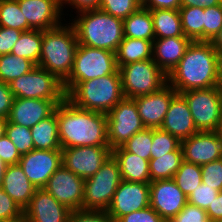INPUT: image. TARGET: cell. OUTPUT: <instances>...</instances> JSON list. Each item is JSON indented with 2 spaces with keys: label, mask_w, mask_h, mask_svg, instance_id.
<instances>
[{
  "label": "cell",
  "mask_w": 222,
  "mask_h": 222,
  "mask_svg": "<svg viewBox=\"0 0 222 222\" xmlns=\"http://www.w3.org/2000/svg\"><path fill=\"white\" fill-rule=\"evenodd\" d=\"M219 191L214 188L201 183L193 192L187 197L188 203L195 205L202 209H207L210 204L217 197Z\"/></svg>",
  "instance_id": "obj_42"
},
{
  "label": "cell",
  "mask_w": 222,
  "mask_h": 222,
  "mask_svg": "<svg viewBox=\"0 0 222 222\" xmlns=\"http://www.w3.org/2000/svg\"><path fill=\"white\" fill-rule=\"evenodd\" d=\"M118 162L121 179L128 182L150 183L149 161L137 154L127 152L121 146L112 150Z\"/></svg>",
  "instance_id": "obj_25"
},
{
  "label": "cell",
  "mask_w": 222,
  "mask_h": 222,
  "mask_svg": "<svg viewBox=\"0 0 222 222\" xmlns=\"http://www.w3.org/2000/svg\"><path fill=\"white\" fill-rule=\"evenodd\" d=\"M14 98L9 84L0 81V118H8Z\"/></svg>",
  "instance_id": "obj_49"
},
{
  "label": "cell",
  "mask_w": 222,
  "mask_h": 222,
  "mask_svg": "<svg viewBox=\"0 0 222 222\" xmlns=\"http://www.w3.org/2000/svg\"><path fill=\"white\" fill-rule=\"evenodd\" d=\"M216 51L222 50V30H220L216 36L210 41Z\"/></svg>",
  "instance_id": "obj_54"
},
{
  "label": "cell",
  "mask_w": 222,
  "mask_h": 222,
  "mask_svg": "<svg viewBox=\"0 0 222 222\" xmlns=\"http://www.w3.org/2000/svg\"><path fill=\"white\" fill-rule=\"evenodd\" d=\"M117 70L116 53L79 44L72 71L63 82L66 96L80 82L114 74Z\"/></svg>",
  "instance_id": "obj_6"
},
{
  "label": "cell",
  "mask_w": 222,
  "mask_h": 222,
  "mask_svg": "<svg viewBox=\"0 0 222 222\" xmlns=\"http://www.w3.org/2000/svg\"><path fill=\"white\" fill-rule=\"evenodd\" d=\"M141 5L146 1V0H137Z\"/></svg>",
  "instance_id": "obj_60"
},
{
  "label": "cell",
  "mask_w": 222,
  "mask_h": 222,
  "mask_svg": "<svg viewBox=\"0 0 222 222\" xmlns=\"http://www.w3.org/2000/svg\"><path fill=\"white\" fill-rule=\"evenodd\" d=\"M177 94L167 82L158 91L133 98L146 128H160L172 98Z\"/></svg>",
  "instance_id": "obj_19"
},
{
  "label": "cell",
  "mask_w": 222,
  "mask_h": 222,
  "mask_svg": "<svg viewBox=\"0 0 222 222\" xmlns=\"http://www.w3.org/2000/svg\"><path fill=\"white\" fill-rule=\"evenodd\" d=\"M173 180L182 192L188 197L196 187L202 183L200 165L183 161Z\"/></svg>",
  "instance_id": "obj_35"
},
{
  "label": "cell",
  "mask_w": 222,
  "mask_h": 222,
  "mask_svg": "<svg viewBox=\"0 0 222 222\" xmlns=\"http://www.w3.org/2000/svg\"><path fill=\"white\" fill-rule=\"evenodd\" d=\"M160 128L180 141L199 132L194 124L188 103L181 94L177 93L172 98Z\"/></svg>",
  "instance_id": "obj_22"
},
{
  "label": "cell",
  "mask_w": 222,
  "mask_h": 222,
  "mask_svg": "<svg viewBox=\"0 0 222 222\" xmlns=\"http://www.w3.org/2000/svg\"><path fill=\"white\" fill-rule=\"evenodd\" d=\"M24 219L23 209L0 186V220Z\"/></svg>",
  "instance_id": "obj_44"
},
{
  "label": "cell",
  "mask_w": 222,
  "mask_h": 222,
  "mask_svg": "<svg viewBox=\"0 0 222 222\" xmlns=\"http://www.w3.org/2000/svg\"><path fill=\"white\" fill-rule=\"evenodd\" d=\"M183 160L203 165L222 158V134L219 131H199L181 141Z\"/></svg>",
  "instance_id": "obj_15"
},
{
  "label": "cell",
  "mask_w": 222,
  "mask_h": 222,
  "mask_svg": "<svg viewBox=\"0 0 222 222\" xmlns=\"http://www.w3.org/2000/svg\"><path fill=\"white\" fill-rule=\"evenodd\" d=\"M150 206L149 183L121 180L106 212L118 221L122 216Z\"/></svg>",
  "instance_id": "obj_14"
},
{
  "label": "cell",
  "mask_w": 222,
  "mask_h": 222,
  "mask_svg": "<svg viewBox=\"0 0 222 222\" xmlns=\"http://www.w3.org/2000/svg\"><path fill=\"white\" fill-rule=\"evenodd\" d=\"M121 180L118 162L111 155L93 176L84 180L82 209L106 211Z\"/></svg>",
  "instance_id": "obj_7"
},
{
  "label": "cell",
  "mask_w": 222,
  "mask_h": 222,
  "mask_svg": "<svg viewBox=\"0 0 222 222\" xmlns=\"http://www.w3.org/2000/svg\"><path fill=\"white\" fill-rule=\"evenodd\" d=\"M5 134L15 144L20 155L34 150L30 128L7 121Z\"/></svg>",
  "instance_id": "obj_37"
},
{
  "label": "cell",
  "mask_w": 222,
  "mask_h": 222,
  "mask_svg": "<svg viewBox=\"0 0 222 222\" xmlns=\"http://www.w3.org/2000/svg\"><path fill=\"white\" fill-rule=\"evenodd\" d=\"M0 222H25L24 219H6V220H0Z\"/></svg>",
  "instance_id": "obj_58"
},
{
  "label": "cell",
  "mask_w": 222,
  "mask_h": 222,
  "mask_svg": "<svg viewBox=\"0 0 222 222\" xmlns=\"http://www.w3.org/2000/svg\"><path fill=\"white\" fill-rule=\"evenodd\" d=\"M118 70L126 98L148 95L167 83V75L153 59L123 65Z\"/></svg>",
  "instance_id": "obj_9"
},
{
  "label": "cell",
  "mask_w": 222,
  "mask_h": 222,
  "mask_svg": "<svg viewBox=\"0 0 222 222\" xmlns=\"http://www.w3.org/2000/svg\"><path fill=\"white\" fill-rule=\"evenodd\" d=\"M43 40V31L30 30L22 32L18 41L12 48L11 54L27 58L35 65L39 64Z\"/></svg>",
  "instance_id": "obj_31"
},
{
  "label": "cell",
  "mask_w": 222,
  "mask_h": 222,
  "mask_svg": "<svg viewBox=\"0 0 222 222\" xmlns=\"http://www.w3.org/2000/svg\"><path fill=\"white\" fill-rule=\"evenodd\" d=\"M8 164L5 163L1 158H0V186L3 183V179L7 170Z\"/></svg>",
  "instance_id": "obj_56"
},
{
  "label": "cell",
  "mask_w": 222,
  "mask_h": 222,
  "mask_svg": "<svg viewBox=\"0 0 222 222\" xmlns=\"http://www.w3.org/2000/svg\"><path fill=\"white\" fill-rule=\"evenodd\" d=\"M124 37L153 41L154 24L149 9L140 6L123 20Z\"/></svg>",
  "instance_id": "obj_26"
},
{
  "label": "cell",
  "mask_w": 222,
  "mask_h": 222,
  "mask_svg": "<svg viewBox=\"0 0 222 222\" xmlns=\"http://www.w3.org/2000/svg\"><path fill=\"white\" fill-rule=\"evenodd\" d=\"M191 42L186 36L154 39L152 59L168 76L180 62Z\"/></svg>",
  "instance_id": "obj_23"
},
{
  "label": "cell",
  "mask_w": 222,
  "mask_h": 222,
  "mask_svg": "<svg viewBox=\"0 0 222 222\" xmlns=\"http://www.w3.org/2000/svg\"><path fill=\"white\" fill-rule=\"evenodd\" d=\"M7 119L0 118V138L6 133Z\"/></svg>",
  "instance_id": "obj_57"
},
{
  "label": "cell",
  "mask_w": 222,
  "mask_h": 222,
  "mask_svg": "<svg viewBox=\"0 0 222 222\" xmlns=\"http://www.w3.org/2000/svg\"><path fill=\"white\" fill-rule=\"evenodd\" d=\"M34 149L54 150L61 149L58 136V121L55 112L46 119L39 121L30 128Z\"/></svg>",
  "instance_id": "obj_28"
},
{
  "label": "cell",
  "mask_w": 222,
  "mask_h": 222,
  "mask_svg": "<svg viewBox=\"0 0 222 222\" xmlns=\"http://www.w3.org/2000/svg\"><path fill=\"white\" fill-rule=\"evenodd\" d=\"M66 98L81 109L107 114L124 98L119 70L80 82Z\"/></svg>",
  "instance_id": "obj_5"
},
{
  "label": "cell",
  "mask_w": 222,
  "mask_h": 222,
  "mask_svg": "<svg viewBox=\"0 0 222 222\" xmlns=\"http://www.w3.org/2000/svg\"><path fill=\"white\" fill-rule=\"evenodd\" d=\"M73 19L78 43L116 53L122 42L123 20L100 9L81 11Z\"/></svg>",
  "instance_id": "obj_3"
},
{
  "label": "cell",
  "mask_w": 222,
  "mask_h": 222,
  "mask_svg": "<svg viewBox=\"0 0 222 222\" xmlns=\"http://www.w3.org/2000/svg\"><path fill=\"white\" fill-rule=\"evenodd\" d=\"M111 155L109 146L62 148V165L85 180L93 176Z\"/></svg>",
  "instance_id": "obj_12"
},
{
  "label": "cell",
  "mask_w": 222,
  "mask_h": 222,
  "mask_svg": "<svg viewBox=\"0 0 222 222\" xmlns=\"http://www.w3.org/2000/svg\"><path fill=\"white\" fill-rule=\"evenodd\" d=\"M202 183L222 191V158L200 166Z\"/></svg>",
  "instance_id": "obj_41"
},
{
  "label": "cell",
  "mask_w": 222,
  "mask_h": 222,
  "mask_svg": "<svg viewBox=\"0 0 222 222\" xmlns=\"http://www.w3.org/2000/svg\"><path fill=\"white\" fill-rule=\"evenodd\" d=\"M0 27L13 28L23 32L32 30L17 0H0Z\"/></svg>",
  "instance_id": "obj_34"
},
{
  "label": "cell",
  "mask_w": 222,
  "mask_h": 222,
  "mask_svg": "<svg viewBox=\"0 0 222 222\" xmlns=\"http://www.w3.org/2000/svg\"><path fill=\"white\" fill-rule=\"evenodd\" d=\"M217 74L219 79V85L222 88V50L217 51Z\"/></svg>",
  "instance_id": "obj_55"
},
{
  "label": "cell",
  "mask_w": 222,
  "mask_h": 222,
  "mask_svg": "<svg viewBox=\"0 0 222 222\" xmlns=\"http://www.w3.org/2000/svg\"><path fill=\"white\" fill-rule=\"evenodd\" d=\"M202 222H216V221H214V220H212V219H210V218H207L206 220H204V221H202Z\"/></svg>",
  "instance_id": "obj_59"
},
{
  "label": "cell",
  "mask_w": 222,
  "mask_h": 222,
  "mask_svg": "<svg viewBox=\"0 0 222 222\" xmlns=\"http://www.w3.org/2000/svg\"><path fill=\"white\" fill-rule=\"evenodd\" d=\"M106 115L107 140L112 150L122 146L136 132L146 128L140 118L133 98L124 97Z\"/></svg>",
  "instance_id": "obj_11"
},
{
  "label": "cell",
  "mask_w": 222,
  "mask_h": 222,
  "mask_svg": "<svg viewBox=\"0 0 222 222\" xmlns=\"http://www.w3.org/2000/svg\"><path fill=\"white\" fill-rule=\"evenodd\" d=\"M1 187L23 210L29 205L37 189L19 164L8 165Z\"/></svg>",
  "instance_id": "obj_24"
},
{
  "label": "cell",
  "mask_w": 222,
  "mask_h": 222,
  "mask_svg": "<svg viewBox=\"0 0 222 222\" xmlns=\"http://www.w3.org/2000/svg\"><path fill=\"white\" fill-rule=\"evenodd\" d=\"M55 199L71 211L82 209L84 179L61 165L43 187Z\"/></svg>",
  "instance_id": "obj_13"
},
{
  "label": "cell",
  "mask_w": 222,
  "mask_h": 222,
  "mask_svg": "<svg viewBox=\"0 0 222 222\" xmlns=\"http://www.w3.org/2000/svg\"><path fill=\"white\" fill-rule=\"evenodd\" d=\"M181 146V141L162 130L161 128L153 129V140L151 146V159H155V156H163L169 152L177 150Z\"/></svg>",
  "instance_id": "obj_38"
},
{
  "label": "cell",
  "mask_w": 222,
  "mask_h": 222,
  "mask_svg": "<svg viewBox=\"0 0 222 222\" xmlns=\"http://www.w3.org/2000/svg\"><path fill=\"white\" fill-rule=\"evenodd\" d=\"M219 4H222L221 0H181V7L208 8Z\"/></svg>",
  "instance_id": "obj_53"
},
{
  "label": "cell",
  "mask_w": 222,
  "mask_h": 222,
  "mask_svg": "<svg viewBox=\"0 0 222 222\" xmlns=\"http://www.w3.org/2000/svg\"><path fill=\"white\" fill-rule=\"evenodd\" d=\"M152 140L153 128H145L142 131L136 132L121 147L127 152L137 154L149 161L151 159Z\"/></svg>",
  "instance_id": "obj_36"
},
{
  "label": "cell",
  "mask_w": 222,
  "mask_h": 222,
  "mask_svg": "<svg viewBox=\"0 0 222 222\" xmlns=\"http://www.w3.org/2000/svg\"><path fill=\"white\" fill-rule=\"evenodd\" d=\"M56 115L61 149L109 146L105 113L81 109L65 98L56 106Z\"/></svg>",
  "instance_id": "obj_1"
},
{
  "label": "cell",
  "mask_w": 222,
  "mask_h": 222,
  "mask_svg": "<svg viewBox=\"0 0 222 222\" xmlns=\"http://www.w3.org/2000/svg\"><path fill=\"white\" fill-rule=\"evenodd\" d=\"M179 13L184 36L191 41H204V8L180 7Z\"/></svg>",
  "instance_id": "obj_32"
},
{
  "label": "cell",
  "mask_w": 222,
  "mask_h": 222,
  "mask_svg": "<svg viewBox=\"0 0 222 222\" xmlns=\"http://www.w3.org/2000/svg\"><path fill=\"white\" fill-rule=\"evenodd\" d=\"M177 93L192 89L217 87V51L210 41H192L180 62L167 76Z\"/></svg>",
  "instance_id": "obj_2"
},
{
  "label": "cell",
  "mask_w": 222,
  "mask_h": 222,
  "mask_svg": "<svg viewBox=\"0 0 222 222\" xmlns=\"http://www.w3.org/2000/svg\"><path fill=\"white\" fill-rule=\"evenodd\" d=\"M78 45L75 28L70 22L68 25L65 23L44 30L38 66L55 75L63 83L72 71Z\"/></svg>",
  "instance_id": "obj_4"
},
{
  "label": "cell",
  "mask_w": 222,
  "mask_h": 222,
  "mask_svg": "<svg viewBox=\"0 0 222 222\" xmlns=\"http://www.w3.org/2000/svg\"><path fill=\"white\" fill-rule=\"evenodd\" d=\"M183 161L181 146L163 156H155V159L149 160L150 180L173 179Z\"/></svg>",
  "instance_id": "obj_30"
},
{
  "label": "cell",
  "mask_w": 222,
  "mask_h": 222,
  "mask_svg": "<svg viewBox=\"0 0 222 222\" xmlns=\"http://www.w3.org/2000/svg\"><path fill=\"white\" fill-rule=\"evenodd\" d=\"M141 6L149 10H155V9L179 10L181 7V0H146Z\"/></svg>",
  "instance_id": "obj_50"
},
{
  "label": "cell",
  "mask_w": 222,
  "mask_h": 222,
  "mask_svg": "<svg viewBox=\"0 0 222 222\" xmlns=\"http://www.w3.org/2000/svg\"><path fill=\"white\" fill-rule=\"evenodd\" d=\"M153 41L123 37L116 51L117 67L152 59Z\"/></svg>",
  "instance_id": "obj_27"
},
{
  "label": "cell",
  "mask_w": 222,
  "mask_h": 222,
  "mask_svg": "<svg viewBox=\"0 0 222 222\" xmlns=\"http://www.w3.org/2000/svg\"><path fill=\"white\" fill-rule=\"evenodd\" d=\"M140 6L137 0H100L98 9L124 20Z\"/></svg>",
  "instance_id": "obj_39"
},
{
  "label": "cell",
  "mask_w": 222,
  "mask_h": 222,
  "mask_svg": "<svg viewBox=\"0 0 222 222\" xmlns=\"http://www.w3.org/2000/svg\"><path fill=\"white\" fill-rule=\"evenodd\" d=\"M100 0H62V9L64 4L76 8V13L86 10L98 9Z\"/></svg>",
  "instance_id": "obj_51"
},
{
  "label": "cell",
  "mask_w": 222,
  "mask_h": 222,
  "mask_svg": "<svg viewBox=\"0 0 222 222\" xmlns=\"http://www.w3.org/2000/svg\"><path fill=\"white\" fill-rule=\"evenodd\" d=\"M23 31L0 27V56L11 53Z\"/></svg>",
  "instance_id": "obj_48"
},
{
  "label": "cell",
  "mask_w": 222,
  "mask_h": 222,
  "mask_svg": "<svg viewBox=\"0 0 222 222\" xmlns=\"http://www.w3.org/2000/svg\"><path fill=\"white\" fill-rule=\"evenodd\" d=\"M0 158L8 165L18 164L21 158L15 144L6 134L0 138Z\"/></svg>",
  "instance_id": "obj_47"
},
{
  "label": "cell",
  "mask_w": 222,
  "mask_h": 222,
  "mask_svg": "<svg viewBox=\"0 0 222 222\" xmlns=\"http://www.w3.org/2000/svg\"><path fill=\"white\" fill-rule=\"evenodd\" d=\"M32 30H49L62 24V0H17ZM62 15V16H61Z\"/></svg>",
  "instance_id": "obj_18"
},
{
  "label": "cell",
  "mask_w": 222,
  "mask_h": 222,
  "mask_svg": "<svg viewBox=\"0 0 222 222\" xmlns=\"http://www.w3.org/2000/svg\"><path fill=\"white\" fill-rule=\"evenodd\" d=\"M70 211L44 188H37L23 217L25 222H68Z\"/></svg>",
  "instance_id": "obj_20"
},
{
  "label": "cell",
  "mask_w": 222,
  "mask_h": 222,
  "mask_svg": "<svg viewBox=\"0 0 222 222\" xmlns=\"http://www.w3.org/2000/svg\"><path fill=\"white\" fill-rule=\"evenodd\" d=\"M36 65L27 58L14 56L11 53L0 56V81L9 84L14 79L25 75Z\"/></svg>",
  "instance_id": "obj_33"
},
{
  "label": "cell",
  "mask_w": 222,
  "mask_h": 222,
  "mask_svg": "<svg viewBox=\"0 0 222 222\" xmlns=\"http://www.w3.org/2000/svg\"><path fill=\"white\" fill-rule=\"evenodd\" d=\"M155 39L184 36L179 10L155 9L150 10Z\"/></svg>",
  "instance_id": "obj_29"
},
{
  "label": "cell",
  "mask_w": 222,
  "mask_h": 222,
  "mask_svg": "<svg viewBox=\"0 0 222 222\" xmlns=\"http://www.w3.org/2000/svg\"><path fill=\"white\" fill-rule=\"evenodd\" d=\"M150 206L166 221L176 216L188 203L187 196L173 179L149 183Z\"/></svg>",
  "instance_id": "obj_17"
},
{
  "label": "cell",
  "mask_w": 222,
  "mask_h": 222,
  "mask_svg": "<svg viewBox=\"0 0 222 222\" xmlns=\"http://www.w3.org/2000/svg\"><path fill=\"white\" fill-rule=\"evenodd\" d=\"M188 103L198 131H219L222 126V88L192 89L180 93Z\"/></svg>",
  "instance_id": "obj_8"
},
{
  "label": "cell",
  "mask_w": 222,
  "mask_h": 222,
  "mask_svg": "<svg viewBox=\"0 0 222 222\" xmlns=\"http://www.w3.org/2000/svg\"><path fill=\"white\" fill-rule=\"evenodd\" d=\"M222 30V4L204 8V41H211Z\"/></svg>",
  "instance_id": "obj_40"
},
{
  "label": "cell",
  "mask_w": 222,
  "mask_h": 222,
  "mask_svg": "<svg viewBox=\"0 0 222 222\" xmlns=\"http://www.w3.org/2000/svg\"><path fill=\"white\" fill-rule=\"evenodd\" d=\"M208 218L206 210L187 203L185 207L168 222H202Z\"/></svg>",
  "instance_id": "obj_45"
},
{
  "label": "cell",
  "mask_w": 222,
  "mask_h": 222,
  "mask_svg": "<svg viewBox=\"0 0 222 222\" xmlns=\"http://www.w3.org/2000/svg\"><path fill=\"white\" fill-rule=\"evenodd\" d=\"M15 98L63 101L66 93L63 83L52 73L36 65L25 75L9 83Z\"/></svg>",
  "instance_id": "obj_10"
},
{
  "label": "cell",
  "mask_w": 222,
  "mask_h": 222,
  "mask_svg": "<svg viewBox=\"0 0 222 222\" xmlns=\"http://www.w3.org/2000/svg\"><path fill=\"white\" fill-rule=\"evenodd\" d=\"M61 102L45 99L14 98L7 121L31 128L39 121L51 116L55 112L56 106Z\"/></svg>",
  "instance_id": "obj_21"
},
{
  "label": "cell",
  "mask_w": 222,
  "mask_h": 222,
  "mask_svg": "<svg viewBox=\"0 0 222 222\" xmlns=\"http://www.w3.org/2000/svg\"><path fill=\"white\" fill-rule=\"evenodd\" d=\"M117 222H166L151 206L122 216Z\"/></svg>",
  "instance_id": "obj_46"
},
{
  "label": "cell",
  "mask_w": 222,
  "mask_h": 222,
  "mask_svg": "<svg viewBox=\"0 0 222 222\" xmlns=\"http://www.w3.org/2000/svg\"><path fill=\"white\" fill-rule=\"evenodd\" d=\"M208 218L217 221L222 219V191H220L212 204L206 209Z\"/></svg>",
  "instance_id": "obj_52"
},
{
  "label": "cell",
  "mask_w": 222,
  "mask_h": 222,
  "mask_svg": "<svg viewBox=\"0 0 222 222\" xmlns=\"http://www.w3.org/2000/svg\"><path fill=\"white\" fill-rule=\"evenodd\" d=\"M68 222H117L106 211L77 209L70 211Z\"/></svg>",
  "instance_id": "obj_43"
},
{
  "label": "cell",
  "mask_w": 222,
  "mask_h": 222,
  "mask_svg": "<svg viewBox=\"0 0 222 222\" xmlns=\"http://www.w3.org/2000/svg\"><path fill=\"white\" fill-rule=\"evenodd\" d=\"M18 164L33 185L43 188L51 175L62 165V149H34L21 155Z\"/></svg>",
  "instance_id": "obj_16"
}]
</instances>
